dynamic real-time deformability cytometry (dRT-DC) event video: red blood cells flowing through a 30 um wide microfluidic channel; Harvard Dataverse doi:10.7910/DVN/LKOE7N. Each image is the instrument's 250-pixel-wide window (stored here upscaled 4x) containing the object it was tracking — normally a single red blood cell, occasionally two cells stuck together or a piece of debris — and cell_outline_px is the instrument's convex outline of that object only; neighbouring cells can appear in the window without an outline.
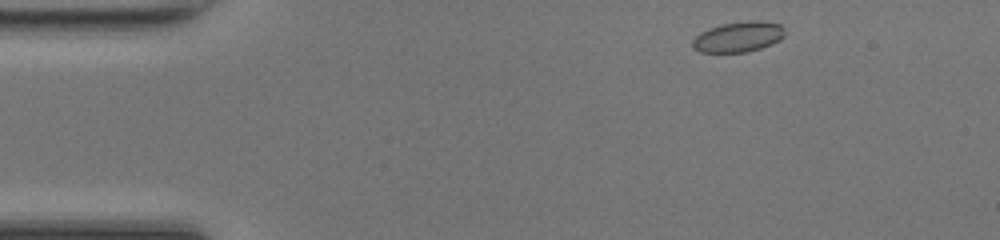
{"species": "common noctule bat (a hibernating species)", "species_latin": "Nyctalus noctula", "temperature_condition": "room temperature", "stored_images_in_passage": 8, "camera_frame_rate_fps": 3000, "um_per_image_px": 0.085, "animal": {"sex": "female", "body_mass_g": 17.0, "forearm_length_mm": 48.0}, "frame": {"image": 1, "passage_image": 1, "time_ms": 0.0, "image_size_px": [1000, 240], "cell_outline_px": [[784, 36], [780, 40], [772, 44], [760, 48], [744, 52], [700, 52], [692, 48], [692, 40], [700, 32], [708, 28], [724, 24], [748, 20], [760, 20], [780, 24], [784, 28]], "centroid_in_image_um": [62.76, 3.12], "position_along_channel_um": 22.2, "area_um2": 16.42}}